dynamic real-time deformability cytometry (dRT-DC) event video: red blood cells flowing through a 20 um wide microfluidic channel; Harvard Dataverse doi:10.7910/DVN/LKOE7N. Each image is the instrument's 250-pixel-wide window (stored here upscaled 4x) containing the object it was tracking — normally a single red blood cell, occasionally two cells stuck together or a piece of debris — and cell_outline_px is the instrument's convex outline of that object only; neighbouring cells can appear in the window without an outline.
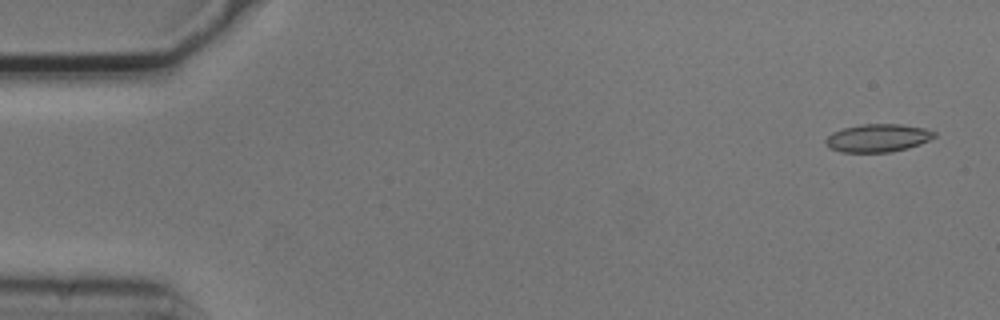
{"species": "common noctule bat (a hibernating species)", "species_latin": "Nyctalus noctula", "temperature_condition": "cold", "stored_images_in_passage": 5, "camera_frame_rate_fps": 3000, "um_per_image_px": 0.085, "animal": {"sex": "male", "body_mass_g": 20.5, "forearm_length_mm": 52.5}, "frame": {"image": 1, "passage_image": 1, "time_ms": 0.0, "image_size_px": [1000, 320], "cell_outline_px": [[936, 136], [920, 144], [908, 148], [888, 152], [840, 152], [828, 148], [824, 144], [824, 140], [832, 132], [844, 128], [864, 124], [904, 124], [924, 128], [936, 132]], "centroid_in_image_um": [74.59, 11.73], "position_along_channel_um": 10.4, "area_um2": 17.8}}
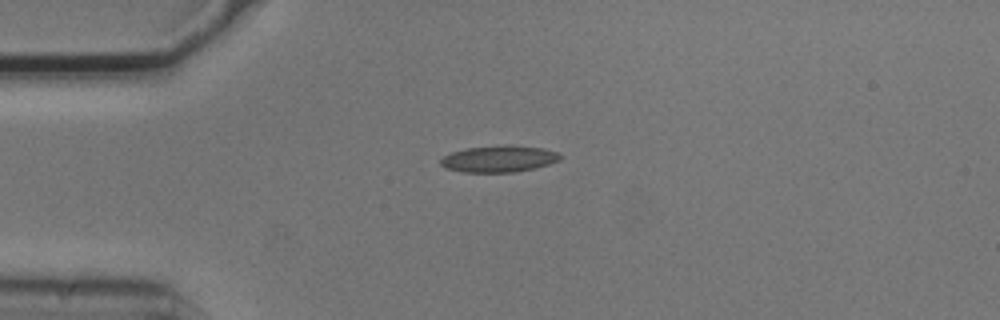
{"frame": {"image": 2, "passage_image": 4, "time_ms": 1.0, "image_size_px": [1000, 320], "cell_outline_px": [[560, 160], [536, 168], [512, 172], [464, 172], [444, 168], [440, 164], [440, 160], [444, 156], [452, 152], [468, 148], [504, 144], [544, 148], [556, 152], [560, 156]], "centroid_in_image_um": [42.39, 13.5], "position_along_channel_um": 42.6, "area_um2": 18.5}}